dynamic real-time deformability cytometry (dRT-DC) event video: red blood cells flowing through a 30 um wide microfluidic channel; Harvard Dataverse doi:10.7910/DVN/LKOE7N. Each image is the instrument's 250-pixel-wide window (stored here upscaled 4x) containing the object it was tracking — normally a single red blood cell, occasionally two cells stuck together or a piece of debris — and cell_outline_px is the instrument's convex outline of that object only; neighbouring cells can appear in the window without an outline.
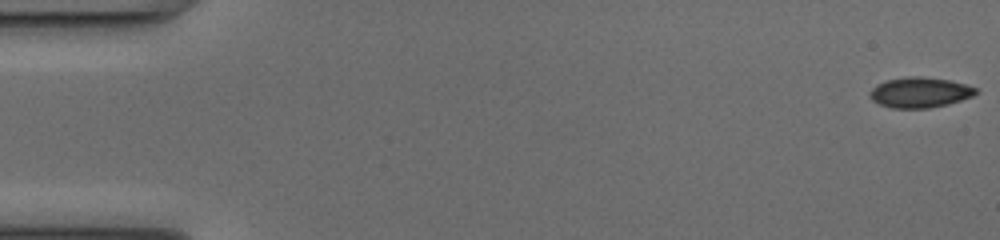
{"species": "common noctule bat (a hibernating species)", "species_latin": "Nyctalus noctula", "temperature_condition": "cold", "stored_images_in_passage": 40, "camera_frame_rate_fps": 3000, "um_per_image_px": 0.085, "animal": {"sex": "female", "body_mass_g": 17.0, "forearm_length_mm": 48.0}, "frame": {"image": 1, "passage_image": 1, "time_ms": 0.0, "image_size_px": [1000, 240], "cell_outline_px": [[980, 92], [972, 96], [948, 104], [928, 108], [892, 108], [880, 104], [872, 100], [868, 96], [868, 92], [876, 84], [888, 80], [908, 76], [920, 76], [948, 80], [964, 84], [976, 88]], "centroid_in_image_um": [78.16, 7.86], "position_along_channel_um": 6.8, "area_um2": 18.73}}